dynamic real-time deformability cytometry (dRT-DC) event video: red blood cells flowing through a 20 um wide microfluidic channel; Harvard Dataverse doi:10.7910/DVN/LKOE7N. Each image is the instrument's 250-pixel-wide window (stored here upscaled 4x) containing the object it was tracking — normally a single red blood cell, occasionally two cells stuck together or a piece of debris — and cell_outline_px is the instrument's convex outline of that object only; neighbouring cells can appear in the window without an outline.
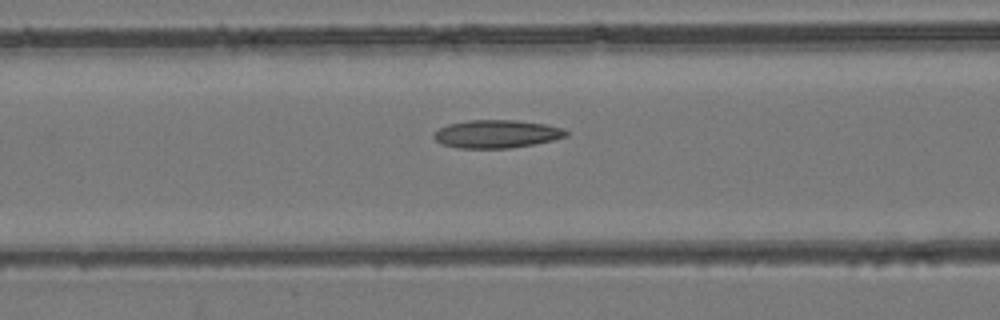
{"species": "common noctule bat (a hibernating species)", "species_latin": "Nyctalus noctula", "temperature_condition": "room temperature", "stored_images_in_passage": 35, "camera_frame_rate_fps": 3000, "um_per_image_px": 0.085, "animal": {"sex": "female", "body_mass_g": 24.6, "forearm_length_mm": 56.2}, "frame": {"image": 1, "passage_image": 7, "time_ms": 2.0, "image_size_px": [1000, 320], "cell_outline_px": [[568, 136], [536, 144], [508, 148], [460, 148], [440, 144], [432, 136], [432, 132], [448, 124], [468, 120], [516, 120], [544, 124], [564, 128], [568, 132]], "centroid_in_image_um": [42.2, 11.38], "position_along_channel_um": 124.4, "area_um2": 21.73}}
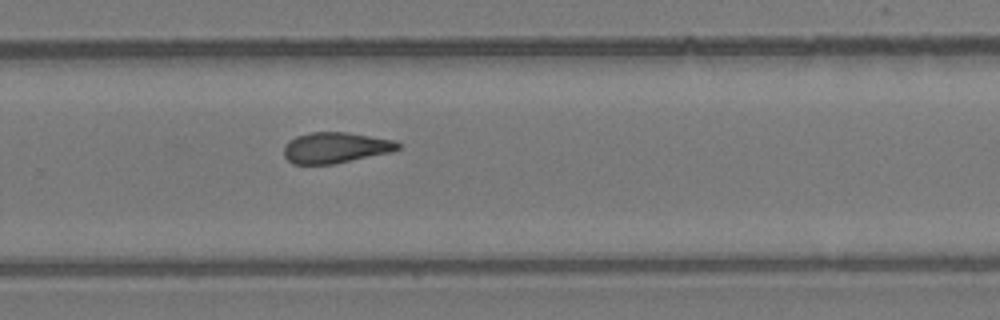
{"frame": {"image": 2, "passage_image": 19, "time_ms": 6.0, "image_size_px": [1000, 320], "cell_outline_px": [[400, 148], [392, 152], [332, 164], [292, 164], [284, 156], [284, 144], [296, 136], [312, 132], [348, 132], [396, 140], [400, 144]], "centroid_in_image_um": [28.53, 12.55], "position_along_channel_um": 301.3, "area_um2": 20.58}}
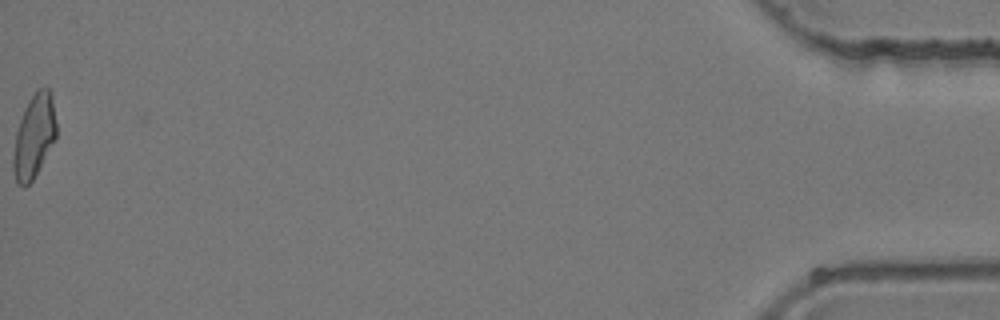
{"frame": {"image": 3, "passage_image": 35, "time_ms": 11.333, "image_size_px": [1000, 320], "cell_outline_px": [[56, 140], [32, 180], [24, 188], [16, 184], [12, 168], [12, 156], [16, 132], [24, 108], [28, 100], [36, 88], [48, 88], [52, 92], [56, 124]], "centroid_in_image_um": [2.89, 11.58], "position_along_channel_um": 432.3, "area_um2": 21.33}}